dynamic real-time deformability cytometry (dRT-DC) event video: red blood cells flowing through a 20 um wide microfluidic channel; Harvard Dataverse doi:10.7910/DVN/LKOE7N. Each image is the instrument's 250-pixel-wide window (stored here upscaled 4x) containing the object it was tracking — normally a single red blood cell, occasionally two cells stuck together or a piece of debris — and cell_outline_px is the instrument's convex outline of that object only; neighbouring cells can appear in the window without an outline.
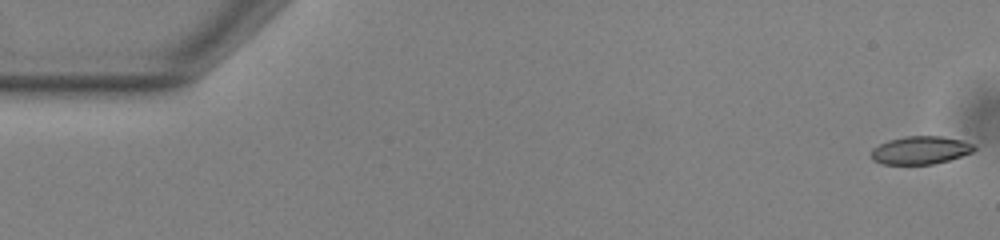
{"species": "common noctule bat (a hibernating species)", "species_latin": "Nyctalus noctula", "temperature_condition": "warm", "stored_images_in_passage": 54, "camera_frame_rate_fps": 3000, "um_per_image_px": 0.085, "animal": {"sex": "male", "body_mass_g": 13.0, "forearm_length_mm": 53.1}, "frame": {"image": 1, "passage_image": 1, "time_ms": 0.0, "image_size_px": [1000, 240], "cell_outline_px": [[976, 148], [972, 152], [948, 160], [932, 164], [884, 164], [872, 160], [872, 148], [888, 140], [904, 136], [940, 136], [960, 140], [972, 144]], "centroid_in_image_um": [78.21, 12.76], "position_along_channel_um": 6.8, "area_um2": 16.59}}
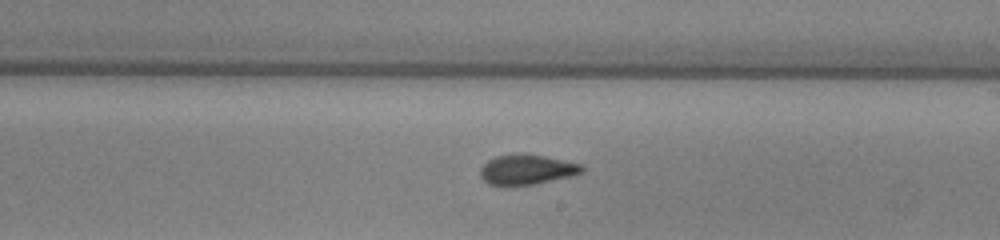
{"frame": {"image": 2, "passage_image": 31, "time_ms": 10.0, "image_size_px": [1000, 240], "cell_outline_px": [[584, 172], [536, 184], [500, 188], [488, 184], [480, 176], [480, 168], [488, 160], [496, 156], [516, 152], [544, 156], [580, 164], [584, 168]], "centroid_in_image_um": [44.69, 14.44], "position_along_channel_um": 244.3, "area_um2": 18.21}}
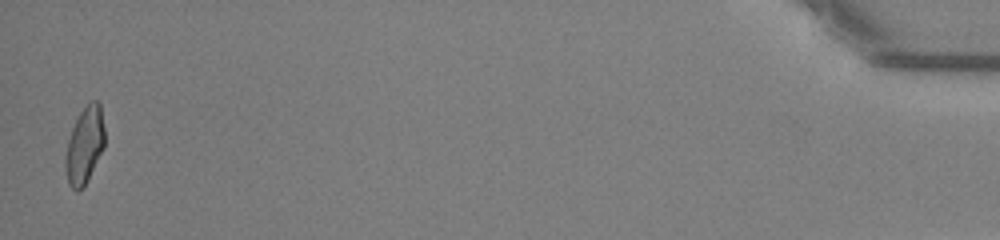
{"frame": {"image": 3, "passage_image": 53, "time_ms": 17.333, "image_size_px": [1000, 240], "cell_outline_px": [[104, 148], [88, 180], [76, 192], [68, 184], [64, 168], [64, 160], [68, 140], [72, 128], [80, 112], [88, 100], [96, 100], [100, 104], [104, 128]], "centroid_in_image_um": [7.18, 12.34], "position_along_channel_um": 428.0, "area_um2": 17.69}, "authors_computed_cell_mechanics": {"area_um2": 17.7157, "velocity_mm_per_s": 3.8449, "shape_relaxation_time_tau1_ms": 4.828, "shape_relaxation_time_tau2_ms": 1.9921, "deformation_change_tau1": 0.153, "deformation_change_tau2": 0.0867}}